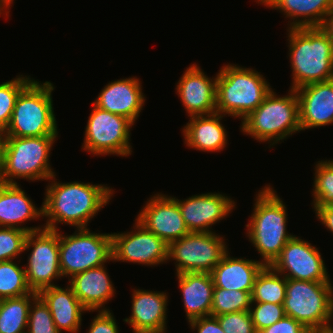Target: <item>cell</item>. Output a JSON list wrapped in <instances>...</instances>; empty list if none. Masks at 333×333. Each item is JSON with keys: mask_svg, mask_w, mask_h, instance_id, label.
<instances>
[{"mask_svg": "<svg viewBox=\"0 0 333 333\" xmlns=\"http://www.w3.org/2000/svg\"><path fill=\"white\" fill-rule=\"evenodd\" d=\"M192 331L197 333H225L216 316H204L188 322Z\"/></svg>", "mask_w": 333, "mask_h": 333, "instance_id": "40", "label": "cell"}, {"mask_svg": "<svg viewBox=\"0 0 333 333\" xmlns=\"http://www.w3.org/2000/svg\"><path fill=\"white\" fill-rule=\"evenodd\" d=\"M178 288L182 293V302L187 322L209 316L212 308L214 284L210 273L176 274Z\"/></svg>", "mask_w": 333, "mask_h": 333, "instance_id": "26", "label": "cell"}, {"mask_svg": "<svg viewBox=\"0 0 333 333\" xmlns=\"http://www.w3.org/2000/svg\"><path fill=\"white\" fill-rule=\"evenodd\" d=\"M3 135L0 133V176L2 171Z\"/></svg>", "mask_w": 333, "mask_h": 333, "instance_id": "44", "label": "cell"}, {"mask_svg": "<svg viewBox=\"0 0 333 333\" xmlns=\"http://www.w3.org/2000/svg\"><path fill=\"white\" fill-rule=\"evenodd\" d=\"M32 79L30 75L27 77L22 74L0 83V133H3L10 123L17 96Z\"/></svg>", "mask_w": 333, "mask_h": 333, "instance_id": "33", "label": "cell"}, {"mask_svg": "<svg viewBox=\"0 0 333 333\" xmlns=\"http://www.w3.org/2000/svg\"><path fill=\"white\" fill-rule=\"evenodd\" d=\"M291 89L333 79V41L321 27L286 28Z\"/></svg>", "mask_w": 333, "mask_h": 333, "instance_id": "2", "label": "cell"}, {"mask_svg": "<svg viewBox=\"0 0 333 333\" xmlns=\"http://www.w3.org/2000/svg\"><path fill=\"white\" fill-rule=\"evenodd\" d=\"M129 318L123 319L132 333H166L168 294L161 291L132 289Z\"/></svg>", "mask_w": 333, "mask_h": 333, "instance_id": "18", "label": "cell"}, {"mask_svg": "<svg viewBox=\"0 0 333 333\" xmlns=\"http://www.w3.org/2000/svg\"><path fill=\"white\" fill-rule=\"evenodd\" d=\"M216 317L225 333H257L249 310Z\"/></svg>", "mask_w": 333, "mask_h": 333, "instance_id": "37", "label": "cell"}, {"mask_svg": "<svg viewBox=\"0 0 333 333\" xmlns=\"http://www.w3.org/2000/svg\"><path fill=\"white\" fill-rule=\"evenodd\" d=\"M167 244L189 234L176 200L171 195H152L135 218Z\"/></svg>", "mask_w": 333, "mask_h": 333, "instance_id": "16", "label": "cell"}, {"mask_svg": "<svg viewBox=\"0 0 333 333\" xmlns=\"http://www.w3.org/2000/svg\"><path fill=\"white\" fill-rule=\"evenodd\" d=\"M112 261L111 233H96L90 228H75L71 235L59 230V262L62 276L75 274L105 265Z\"/></svg>", "mask_w": 333, "mask_h": 333, "instance_id": "9", "label": "cell"}, {"mask_svg": "<svg viewBox=\"0 0 333 333\" xmlns=\"http://www.w3.org/2000/svg\"><path fill=\"white\" fill-rule=\"evenodd\" d=\"M314 167L312 207L333 206V159L319 160Z\"/></svg>", "mask_w": 333, "mask_h": 333, "instance_id": "31", "label": "cell"}, {"mask_svg": "<svg viewBox=\"0 0 333 333\" xmlns=\"http://www.w3.org/2000/svg\"><path fill=\"white\" fill-rule=\"evenodd\" d=\"M43 217L42 205L36 207L21 185L0 182V227L18 228L28 233L44 229V225L26 227L23 223Z\"/></svg>", "mask_w": 333, "mask_h": 333, "instance_id": "21", "label": "cell"}, {"mask_svg": "<svg viewBox=\"0 0 333 333\" xmlns=\"http://www.w3.org/2000/svg\"><path fill=\"white\" fill-rule=\"evenodd\" d=\"M56 174L49 180L42 202L43 224L46 229L58 231V224L88 228V223L114 195V189L105 184L56 181ZM51 182V183H50Z\"/></svg>", "mask_w": 333, "mask_h": 333, "instance_id": "1", "label": "cell"}, {"mask_svg": "<svg viewBox=\"0 0 333 333\" xmlns=\"http://www.w3.org/2000/svg\"><path fill=\"white\" fill-rule=\"evenodd\" d=\"M270 266L288 279L332 282L319 249L297 235L286 243Z\"/></svg>", "mask_w": 333, "mask_h": 333, "instance_id": "14", "label": "cell"}, {"mask_svg": "<svg viewBox=\"0 0 333 333\" xmlns=\"http://www.w3.org/2000/svg\"><path fill=\"white\" fill-rule=\"evenodd\" d=\"M251 293L240 290L214 288L211 316L250 310Z\"/></svg>", "mask_w": 333, "mask_h": 333, "instance_id": "32", "label": "cell"}, {"mask_svg": "<svg viewBox=\"0 0 333 333\" xmlns=\"http://www.w3.org/2000/svg\"><path fill=\"white\" fill-rule=\"evenodd\" d=\"M299 101L301 131L333 123V79L295 90Z\"/></svg>", "mask_w": 333, "mask_h": 333, "instance_id": "20", "label": "cell"}, {"mask_svg": "<svg viewBox=\"0 0 333 333\" xmlns=\"http://www.w3.org/2000/svg\"><path fill=\"white\" fill-rule=\"evenodd\" d=\"M32 248V250H30ZM26 281L32 292L56 286L54 280L63 278L59 262V230L42 229L27 234L24 251Z\"/></svg>", "mask_w": 333, "mask_h": 333, "instance_id": "12", "label": "cell"}, {"mask_svg": "<svg viewBox=\"0 0 333 333\" xmlns=\"http://www.w3.org/2000/svg\"><path fill=\"white\" fill-rule=\"evenodd\" d=\"M203 71L193 63L176 84V94L188 117L216 113L217 74L211 78Z\"/></svg>", "mask_w": 333, "mask_h": 333, "instance_id": "17", "label": "cell"}, {"mask_svg": "<svg viewBox=\"0 0 333 333\" xmlns=\"http://www.w3.org/2000/svg\"><path fill=\"white\" fill-rule=\"evenodd\" d=\"M173 198L179 206L186 227L189 232L194 233L214 232L212 226L226 219L236 208V202L220 192L196 194L184 200Z\"/></svg>", "mask_w": 333, "mask_h": 333, "instance_id": "15", "label": "cell"}, {"mask_svg": "<svg viewBox=\"0 0 333 333\" xmlns=\"http://www.w3.org/2000/svg\"><path fill=\"white\" fill-rule=\"evenodd\" d=\"M56 138L58 135L3 136L0 182L18 184L15 179L48 181L55 174L49 159Z\"/></svg>", "mask_w": 333, "mask_h": 333, "instance_id": "6", "label": "cell"}, {"mask_svg": "<svg viewBox=\"0 0 333 333\" xmlns=\"http://www.w3.org/2000/svg\"><path fill=\"white\" fill-rule=\"evenodd\" d=\"M26 333H60L48 305L39 295L31 302Z\"/></svg>", "mask_w": 333, "mask_h": 333, "instance_id": "34", "label": "cell"}, {"mask_svg": "<svg viewBox=\"0 0 333 333\" xmlns=\"http://www.w3.org/2000/svg\"><path fill=\"white\" fill-rule=\"evenodd\" d=\"M91 105L93 109L88 117L81 149L99 157L131 155L130 136L134 123L124 116L102 110L93 103Z\"/></svg>", "mask_w": 333, "mask_h": 333, "instance_id": "10", "label": "cell"}, {"mask_svg": "<svg viewBox=\"0 0 333 333\" xmlns=\"http://www.w3.org/2000/svg\"><path fill=\"white\" fill-rule=\"evenodd\" d=\"M285 292L286 277L275 271L270 265L264 266L255 279L251 301L284 304Z\"/></svg>", "mask_w": 333, "mask_h": 333, "instance_id": "29", "label": "cell"}, {"mask_svg": "<svg viewBox=\"0 0 333 333\" xmlns=\"http://www.w3.org/2000/svg\"><path fill=\"white\" fill-rule=\"evenodd\" d=\"M130 232L112 233V262L158 266L168 259V244L136 219Z\"/></svg>", "mask_w": 333, "mask_h": 333, "instance_id": "13", "label": "cell"}, {"mask_svg": "<svg viewBox=\"0 0 333 333\" xmlns=\"http://www.w3.org/2000/svg\"><path fill=\"white\" fill-rule=\"evenodd\" d=\"M28 232L0 227V262L18 259L25 247Z\"/></svg>", "mask_w": 333, "mask_h": 333, "instance_id": "35", "label": "cell"}, {"mask_svg": "<svg viewBox=\"0 0 333 333\" xmlns=\"http://www.w3.org/2000/svg\"><path fill=\"white\" fill-rule=\"evenodd\" d=\"M264 266L260 260L231 257L228 251L210 272L214 288L252 293L255 279Z\"/></svg>", "mask_w": 333, "mask_h": 333, "instance_id": "25", "label": "cell"}, {"mask_svg": "<svg viewBox=\"0 0 333 333\" xmlns=\"http://www.w3.org/2000/svg\"><path fill=\"white\" fill-rule=\"evenodd\" d=\"M314 333H333V330L324 331V332H314Z\"/></svg>", "mask_w": 333, "mask_h": 333, "instance_id": "45", "label": "cell"}, {"mask_svg": "<svg viewBox=\"0 0 333 333\" xmlns=\"http://www.w3.org/2000/svg\"><path fill=\"white\" fill-rule=\"evenodd\" d=\"M38 295L48 305L54 324L60 333H79L82 325V314L89 312L68 285H58L42 289Z\"/></svg>", "mask_w": 333, "mask_h": 333, "instance_id": "23", "label": "cell"}, {"mask_svg": "<svg viewBox=\"0 0 333 333\" xmlns=\"http://www.w3.org/2000/svg\"><path fill=\"white\" fill-rule=\"evenodd\" d=\"M249 311L257 333L264 328L273 325L285 316L283 304H274L270 302H251Z\"/></svg>", "mask_w": 333, "mask_h": 333, "instance_id": "36", "label": "cell"}, {"mask_svg": "<svg viewBox=\"0 0 333 333\" xmlns=\"http://www.w3.org/2000/svg\"><path fill=\"white\" fill-rule=\"evenodd\" d=\"M36 292L0 300V333H26L29 309Z\"/></svg>", "mask_w": 333, "mask_h": 333, "instance_id": "28", "label": "cell"}, {"mask_svg": "<svg viewBox=\"0 0 333 333\" xmlns=\"http://www.w3.org/2000/svg\"><path fill=\"white\" fill-rule=\"evenodd\" d=\"M260 189L245 227L249 242L262 257L259 260L268 266L295 235L287 231V207L277 191L269 184Z\"/></svg>", "mask_w": 333, "mask_h": 333, "instance_id": "3", "label": "cell"}, {"mask_svg": "<svg viewBox=\"0 0 333 333\" xmlns=\"http://www.w3.org/2000/svg\"><path fill=\"white\" fill-rule=\"evenodd\" d=\"M321 28L327 33L328 37L333 41V8L326 15Z\"/></svg>", "mask_w": 333, "mask_h": 333, "instance_id": "42", "label": "cell"}, {"mask_svg": "<svg viewBox=\"0 0 333 333\" xmlns=\"http://www.w3.org/2000/svg\"><path fill=\"white\" fill-rule=\"evenodd\" d=\"M14 0H0V15L5 14L6 17H9V8L12 7L11 4H13Z\"/></svg>", "mask_w": 333, "mask_h": 333, "instance_id": "43", "label": "cell"}, {"mask_svg": "<svg viewBox=\"0 0 333 333\" xmlns=\"http://www.w3.org/2000/svg\"><path fill=\"white\" fill-rule=\"evenodd\" d=\"M241 131L269 148L300 132L299 101L294 89L278 95L272 89L263 102L249 113L240 124Z\"/></svg>", "mask_w": 333, "mask_h": 333, "instance_id": "4", "label": "cell"}, {"mask_svg": "<svg viewBox=\"0 0 333 333\" xmlns=\"http://www.w3.org/2000/svg\"><path fill=\"white\" fill-rule=\"evenodd\" d=\"M258 4L279 10L289 18V28L321 27L333 8V0H256ZM290 23V24H289Z\"/></svg>", "mask_w": 333, "mask_h": 333, "instance_id": "27", "label": "cell"}, {"mask_svg": "<svg viewBox=\"0 0 333 333\" xmlns=\"http://www.w3.org/2000/svg\"><path fill=\"white\" fill-rule=\"evenodd\" d=\"M259 333H312L303 324L289 316H284L273 325L264 328Z\"/></svg>", "mask_w": 333, "mask_h": 333, "instance_id": "39", "label": "cell"}, {"mask_svg": "<svg viewBox=\"0 0 333 333\" xmlns=\"http://www.w3.org/2000/svg\"><path fill=\"white\" fill-rule=\"evenodd\" d=\"M50 81L32 79L16 98L12 117L3 136L41 137L59 135Z\"/></svg>", "mask_w": 333, "mask_h": 333, "instance_id": "7", "label": "cell"}, {"mask_svg": "<svg viewBox=\"0 0 333 333\" xmlns=\"http://www.w3.org/2000/svg\"><path fill=\"white\" fill-rule=\"evenodd\" d=\"M312 209L320 223H322L328 231L333 233V206H322Z\"/></svg>", "mask_w": 333, "mask_h": 333, "instance_id": "41", "label": "cell"}, {"mask_svg": "<svg viewBox=\"0 0 333 333\" xmlns=\"http://www.w3.org/2000/svg\"><path fill=\"white\" fill-rule=\"evenodd\" d=\"M224 236L216 232H190L168 244V259L175 273H210L228 252Z\"/></svg>", "mask_w": 333, "mask_h": 333, "instance_id": "11", "label": "cell"}, {"mask_svg": "<svg viewBox=\"0 0 333 333\" xmlns=\"http://www.w3.org/2000/svg\"><path fill=\"white\" fill-rule=\"evenodd\" d=\"M221 113L192 116L182 128L184 144L203 152H221L228 144V133Z\"/></svg>", "mask_w": 333, "mask_h": 333, "instance_id": "24", "label": "cell"}, {"mask_svg": "<svg viewBox=\"0 0 333 333\" xmlns=\"http://www.w3.org/2000/svg\"><path fill=\"white\" fill-rule=\"evenodd\" d=\"M101 265L75 274L68 279V285L82 305L90 312L110 311L105 305L115 293L114 283L107 267Z\"/></svg>", "mask_w": 333, "mask_h": 333, "instance_id": "22", "label": "cell"}, {"mask_svg": "<svg viewBox=\"0 0 333 333\" xmlns=\"http://www.w3.org/2000/svg\"><path fill=\"white\" fill-rule=\"evenodd\" d=\"M332 283L286 278L285 315L312 333L333 330Z\"/></svg>", "mask_w": 333, "mask_h": 333, "instance_id": "8", "label": "cell"}, {"mask_svg": "<svg viewBox=\"0 0 333 333\" xmlns=\"http://www.w3.org/2000/svg\"><path fill=\"white\" fill-rule=\"evenodd\" d=\"M141 84L135 76L111 81L92 103L102 110L124 116L135 124L146 100Z\"/></svg>", "mask_w": 333, "mask_h": 333, "instance_id": "19", "label": "cell"}, {"mask_svg": "<svg viewBox=\"0 0 333 333\" xmlns=\"http://www.w3.org/2000/svg\"><path fill=\"white\" fill-rule=\"evenodd\" d=\"M271 90L270 83L260 72L228 63L217 73L216 112L242 121Z\"/></svg>", "mask_w": 333, "mask_h": 333, "instance_id": "5", "label": "cell"}, {"mask_svg": "<svg viewBox=\"0 0 333 333\" xmlns=\"http://www.w3.org/2000/svg\"><path fill=\"white\" fill-rule=\"evenodd\" d=\"M111 311H98L86 333H120L117 321Z\"/></svg>", "mask_w": 333, "mask_h": 333, "instance_id": "38", "label": "cell"}, {"mask_svg": "<svg viewBox=\"0 0 333 333\" xmlns=\"http://www.w3.org/2000/svg\"><path fill=\"white\" fill-rule=\"evenodd\" d=\"M31 293L32 290L26 281L24 265L21 267L16 260L0 262V300Z\"/></svg>", "mask_w": 333, "mask_h": 333, "instance_id": "30", "label": "cell"}]
</instances>
